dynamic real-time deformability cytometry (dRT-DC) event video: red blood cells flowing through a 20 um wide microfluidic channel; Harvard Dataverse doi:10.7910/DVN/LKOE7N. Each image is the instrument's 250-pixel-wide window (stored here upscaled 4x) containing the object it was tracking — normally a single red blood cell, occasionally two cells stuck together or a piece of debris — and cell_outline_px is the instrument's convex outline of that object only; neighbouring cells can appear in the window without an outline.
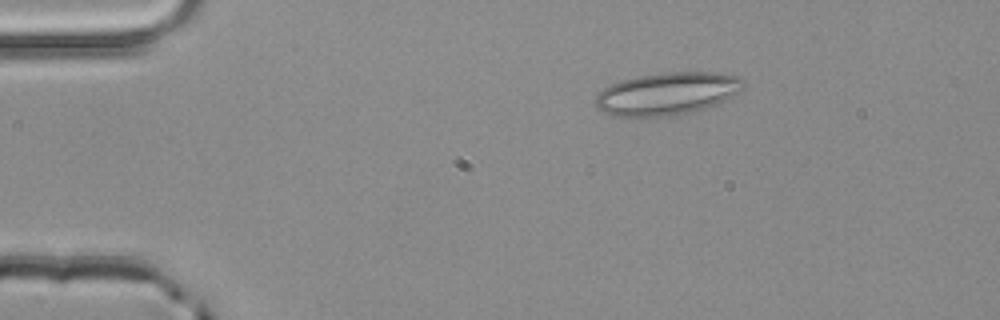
{"species": "common noctule bat (a hibernating species)", "species_latin": "Nyctalus noctula", "temperature_condition": "room temperature", "stored_images_in_passage": 2, "camera_frame_rate_fps": 3000, "um_per_image_px": 0.085, "animal": {"sex": "male", "body_mass_g": 20.4}, "frame": {"image": 1, "passage_image": 1, "time_ms": 0.0, "image_size_px": [1000, 320], "cell_outline_px": [[744, 88], [720, 104], [708, 108], [692, 112], [640, 120], [612, 116], [596, 108], [596, 96], [604, 88], [620, 80], [636, 76], [664, 72], [716, 72], [740, 76], [744, 80]], "centroid_in_image_um": [56.7, 7.99], "position_along_channel_um": 28.3, "area_um2": 37.8}}